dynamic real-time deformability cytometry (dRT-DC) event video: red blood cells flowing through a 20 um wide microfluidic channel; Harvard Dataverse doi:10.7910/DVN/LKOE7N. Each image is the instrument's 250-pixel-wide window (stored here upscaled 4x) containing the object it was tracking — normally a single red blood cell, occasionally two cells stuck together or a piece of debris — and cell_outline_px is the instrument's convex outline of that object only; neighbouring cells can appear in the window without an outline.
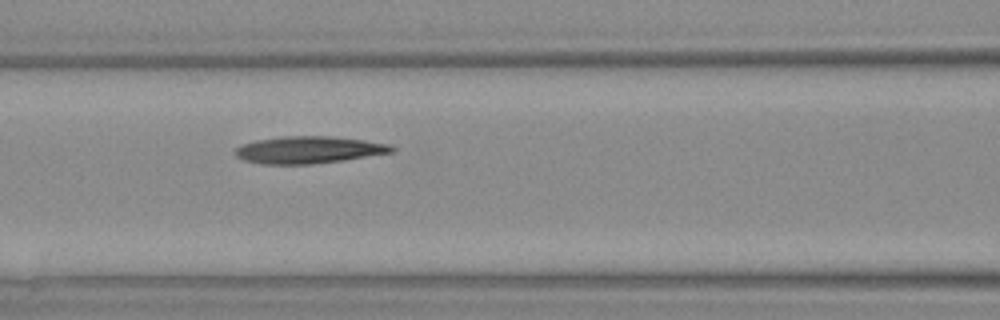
{"species": "Egyptian fruit bat (a non-hibernating species)", "species_latin": "Rousettus aegyptiacus", "temperature_condition": "warm", "stored_images_in_passage": 6, "camera_frame_rate_fps": 3000, "um_per_image_px": 0.085, "animal": {"sex": "female"}, "frame": {"image": 1, "passage_image": 6, "time_ms": 7.0, "image_size_px": [1000, 320], "cell_outline_px": [[396, 152], [344, 160], [312, 164], [260, 164], [244, 160], [236, 156], [232, 152], [240, 144], [256, 140], [284, 136], [332, 136], [364, 140], [392, 144], [396, 148]], "centroid_in_image_um": [26.26, 12.73], "position_along_channel_um": 140.3, "area_um2": 25.09}}